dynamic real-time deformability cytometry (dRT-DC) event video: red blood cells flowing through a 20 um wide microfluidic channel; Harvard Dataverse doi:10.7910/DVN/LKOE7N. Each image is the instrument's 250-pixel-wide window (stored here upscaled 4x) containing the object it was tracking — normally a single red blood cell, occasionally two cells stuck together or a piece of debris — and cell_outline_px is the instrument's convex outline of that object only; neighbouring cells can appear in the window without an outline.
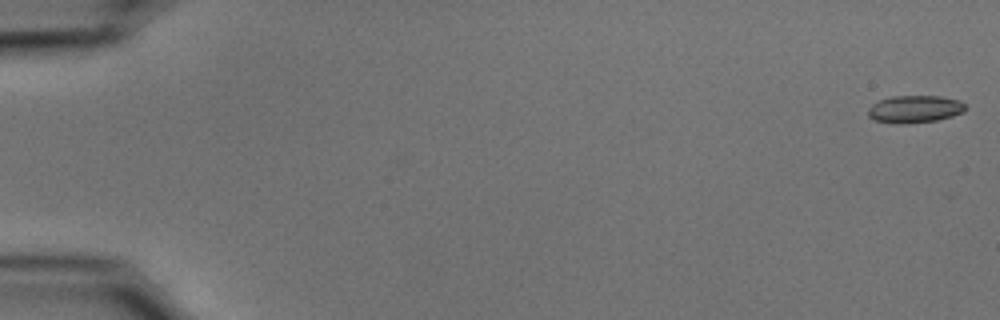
{"species": "common noctule bat (a hibernating species)", "species_latin": "Nyctalus noctula", "temperature_condition": "cold", "stored_images_in_passage": 9, "camera_frame_rate_fps": 3000, "um_per_image_px": 0.085, "animal": {"sex": "male", "body_mass_g": 15.6}, "frame": {"image": 1, "passage_image": 1, "time_ms": 0.0, "image_size_px": [1000, 320], "cell_outline_px": [[968, 108], [964, 112], [952, 116], [936, 120], [904, 124], [900, 124], [876, 120], [868, 116], [868, 108], [872, 104], [880, 100], [892, 96], [940, 96], [960, 100]], "centroid_in_image_um": [77.78, 9.27], "position_along_channel_um": 7.2, "area_um2": 15.55}}